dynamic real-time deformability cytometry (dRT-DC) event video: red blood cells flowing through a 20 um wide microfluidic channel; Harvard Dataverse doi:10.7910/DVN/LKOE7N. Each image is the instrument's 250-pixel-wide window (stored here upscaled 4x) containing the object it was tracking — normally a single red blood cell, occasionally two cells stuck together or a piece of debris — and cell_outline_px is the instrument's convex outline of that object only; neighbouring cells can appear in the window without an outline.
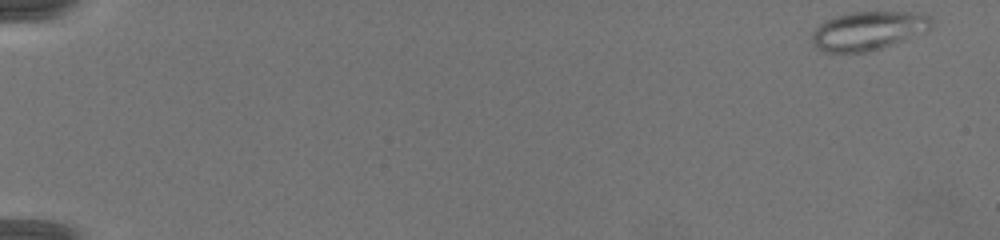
{"species": "common noctule bat (a hibernating species)", "species_latin": "Nyctalus noctula", "temperature_condition": "warm", "stored_images_in_passage": 44, "camera_frame_rate_fps": 3000, "um_per_image_px": 0.085, "animal": {"sex": "female", "body_mass_g": 19.5, "forearm_length_mm": 54.1}, "frame": {"image": 1, "passage_image": 1, "time_ms": 0.0, "image_size_px": [1000, 240], "cell_outline_px": [[932, 24], [928, 28], [904, 40], [868, 52], [828, 52], [816, 48], [812, 44], [812, 32], [824, 20], [836, 16], [852, 12], [908, 12], [932, 16]], "centroid_in_image_um": [73.74, 2.61], "position_along_channel_um": 11.3, "area_um2": 26.59}}
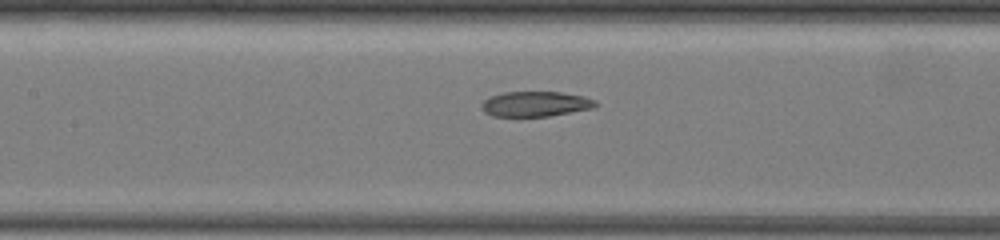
{"frame": {"image": 2, "passage_image": 23, "time_ms": 8.0, "image_size_px": [1000, 240], "cell_outline_px": [[596, 104], [592, 108], [548, 116], [492, 116], [484, 112], [480, 104], [484, 100], [492, 96], [504, 92], [560, 92], [584, 96], [596, 100]], "centroid_in_image_um": [45.49, 8.83], "position_along_channel_um": 161.9, "area_um2": 16.53}}
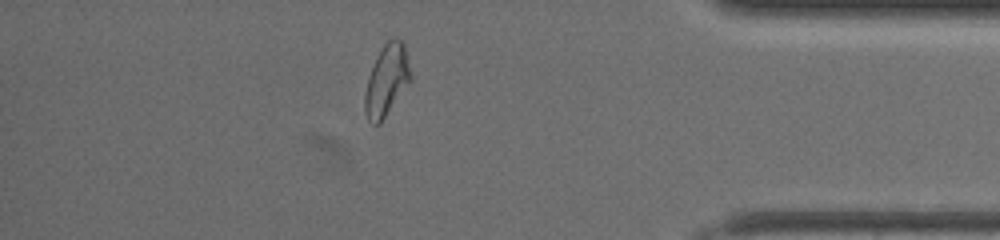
{"frame": {"image": 3, "passage_image": 39, "time_ms": 14.333, "image_size_px": [1000, 240], "cell_outline_px": [[412, 76], [380, 124], [372, 124], [368, 120], [364, 112], [364, 96], [368, 76], [384, 44], [392, 36], [396, 36], [404, 44]], "centroid_in_image_um": [32.85, 6.82], "position_along_channel_um": 402.4, "area_um2": 18.61}, "authors_computed_cell_mechanics": {"area_um2": 19.6809, "velocity_mm_per_s": 4.2304, "shape_relaxation_time_tau1_ms": null, "shape_relaxation_time_tau2_ms": 2.8944, "deformation_change_tau1": null, "deformation_change_tau2": 0.0957}}